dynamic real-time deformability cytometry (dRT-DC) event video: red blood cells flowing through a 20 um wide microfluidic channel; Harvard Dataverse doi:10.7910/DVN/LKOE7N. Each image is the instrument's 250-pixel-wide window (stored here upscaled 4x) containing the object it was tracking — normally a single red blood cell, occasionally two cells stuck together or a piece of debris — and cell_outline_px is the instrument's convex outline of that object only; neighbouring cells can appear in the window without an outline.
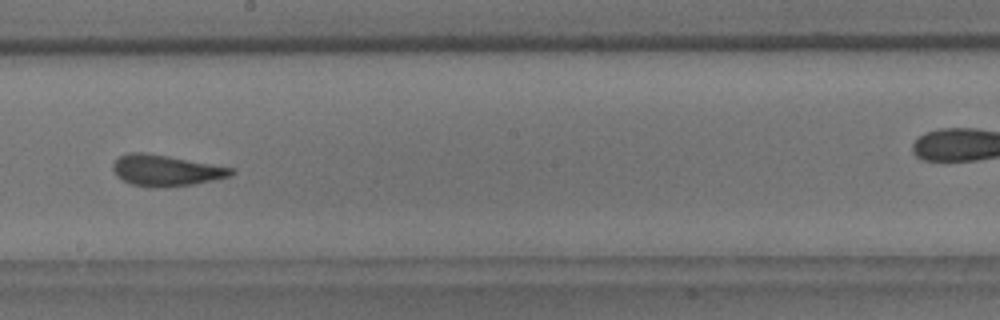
{"species": "common noctule bat (a hibernating species)", "species_latin": "Nyctalus noctula", "temperature_condition": "room temperature", "stored_images_in_passage": 9, "camera_frame_rate_fps": 3000, "um_per_image_px": 0.085, "animal": {"sex": "male", "body_mass_g": 18.8}, "frame": {"image": 1, "passage_image": 6, "time_ms": 5.667, "image_size_px": [1000, 320], "cell_outline_px": [[236, 172], [232, 176], [192, 184], [164, 188], [148, 188], [132, 184], [116, 176], [112, 168], [112, 164], [120, 156], [128, 152], [148, 152], [236, 168]], "centroid_in_image_um": [14.12, 14.48], "position_along_channel_um": 234.1, "area_um2": 21.85}}